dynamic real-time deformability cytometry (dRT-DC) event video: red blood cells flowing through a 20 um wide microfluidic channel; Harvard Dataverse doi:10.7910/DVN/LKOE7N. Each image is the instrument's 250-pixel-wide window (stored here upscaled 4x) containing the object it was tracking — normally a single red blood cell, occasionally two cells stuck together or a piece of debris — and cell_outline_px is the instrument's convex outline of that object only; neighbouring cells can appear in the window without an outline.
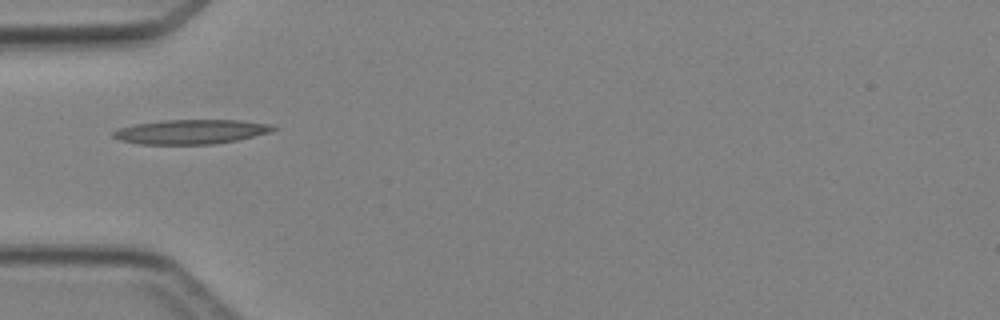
{"species": "Egyptian fruit bat (a non-hibernating species)", "species_latin": "Rousettus aegyptiacus", "temperature_condition": "cold", "stored_images_in_passage": 4, "camera_frame_rate_fps": 3000, "um_per_image_px": 0.085, "animal": {"sex": "female"}, "frame": {"image": 1, "passage_image": 4, "time_ms": 4.667, "image_size_px": [1000, 320], "cell_outline_px": [[276, 128], [272, 132], [236, 140], [216, 144], [140, 144], [120, 140], [112, 136], [112, 132], [116, 128], [136, 124], [160, 120], [240, 120], [268, 124]], "centroid_in_image_um": [16.19, 11.2], "position_along_channel_um": 68.8, "area_um2": 22.77}}